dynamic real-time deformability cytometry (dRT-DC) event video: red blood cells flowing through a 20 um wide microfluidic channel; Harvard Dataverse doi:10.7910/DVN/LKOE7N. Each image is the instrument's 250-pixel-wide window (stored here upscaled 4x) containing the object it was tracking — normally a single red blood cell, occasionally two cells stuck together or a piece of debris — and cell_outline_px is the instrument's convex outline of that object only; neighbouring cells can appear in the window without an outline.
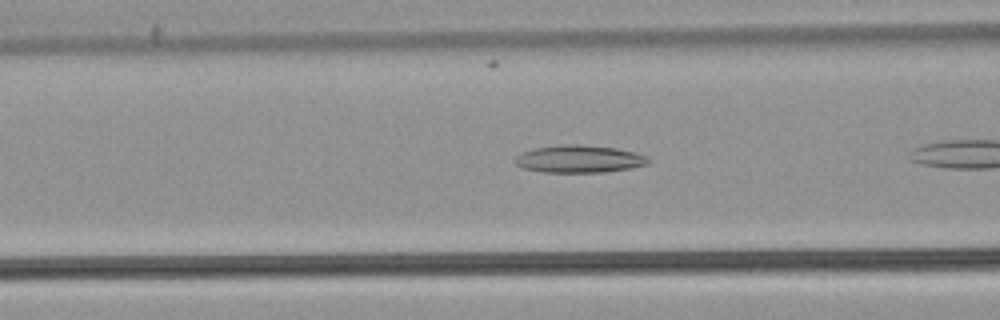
{"species": "common noctule bat (a hibernating species)", "species_latin": "Nyctalus noctula", "temperature_condition": "warm", "stored_images_in_passage": 10, "camera_frame_rate_fps": 3000, "um_per_image_px": 0.085, "animal": {"sex": "male", "body_mass_g": 21.5, "forearm_length_mm": 52.0}, "frame": {"image": 1, "passage_image": 5, "time_ms": 1.333, "image_size_px": [1000, 320], "cell_outline_px": [[652, 160], [648, 164], [632, 168], [604, 172], [544, 172], [524, 168], [516, 164], [516, 156], [520, 152], [532, 148], [564, 144], [580, 144], [616, 148], [636, 152], [648, 156]], "centroid_in_image_um": [49.27, 13.5], "position_along_channel_um": 117.3, "area_um2": 21.56}}